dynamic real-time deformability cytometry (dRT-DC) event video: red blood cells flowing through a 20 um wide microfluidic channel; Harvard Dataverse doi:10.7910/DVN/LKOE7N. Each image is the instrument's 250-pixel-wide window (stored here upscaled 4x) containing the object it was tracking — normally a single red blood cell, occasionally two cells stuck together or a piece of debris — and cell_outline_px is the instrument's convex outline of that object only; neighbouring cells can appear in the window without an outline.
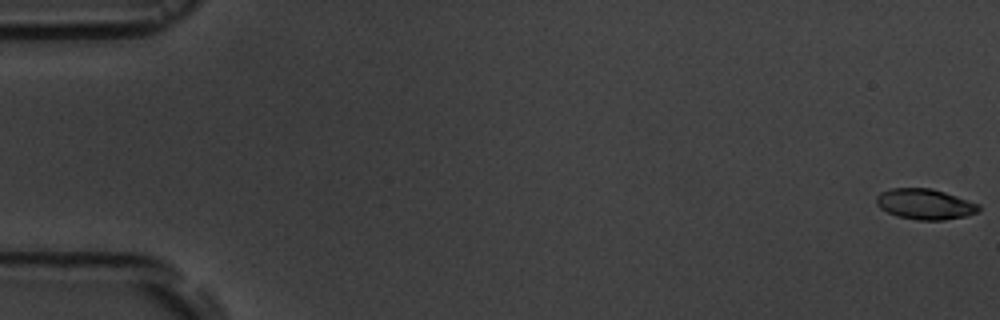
{"species": "common noctule bat (a hibernating species)", "species_latin": "Nyctalus noctula", "temperature_condition": "room temperature", "stored_images_in_passage": 2, "segment_of_instrument_passage": [2, 2], "camera_frame_rate_fps": 3000, "um_per_image_px": 0.085, "animal": {"sex": "male", "body_mass_g": 19.5, "forearm_length_mm": 54.6}, "frame": {"image": 1, "passage_image": 2, "time_ms": 1.333, "image_size_px": [1000, 320], "cell_outline_px": [[980, 212], [964, 216], [944, 220], [916, 220], [896, 216], [880, 208], [876, 204], [876, 196], [880, 192], [892, 188], [932, 188], [980, 204]], "centroid_in_image_um": [78.61, 17.35], "position_along_channel_um": 6.4, "area_um2": 18.32}}